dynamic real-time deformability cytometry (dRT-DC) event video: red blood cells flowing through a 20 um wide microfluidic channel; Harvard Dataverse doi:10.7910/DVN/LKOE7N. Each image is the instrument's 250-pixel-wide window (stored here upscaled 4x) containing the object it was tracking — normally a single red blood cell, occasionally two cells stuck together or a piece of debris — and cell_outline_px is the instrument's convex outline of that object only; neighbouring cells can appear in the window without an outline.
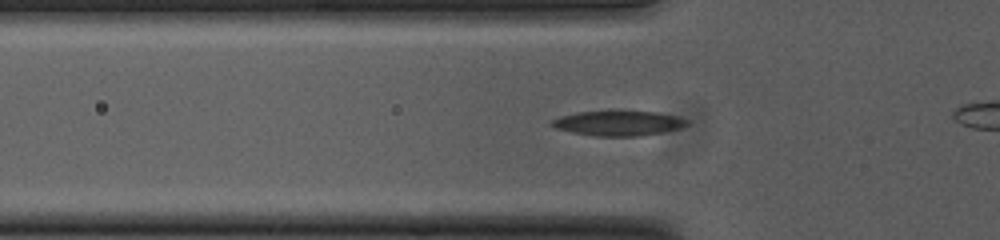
{"species": "common noctule bat (a hibernating species)", "species_latin": "Nyctalus noctula", "temperature_condition": "cold", "stored_images_in_passage": 43, "camera_frame_rate_fps": 3000, "um_per_image_px": 0.085, "animal": {"sex": "female", "body_mass_g": 23.0, "forearm_length_mm": 53.4}, "frame": {"image": 1, "passage_image": 17, "time_ms": 5.333, "image_size_px": [1000, 240], "cell_outline_px": [[688, 124], [680, 128], [640, 136], [596, 136], [572, 132], [556, 128], [548, 124], [552, 120], [560, 116], [576, 112], [612, 108], [656, 112], [676, 116], [688, 120]], "centroid_in_image_um": [52.51, 10.42], "position_along_channel_um": 73.3, "area_um2": 20.4}}
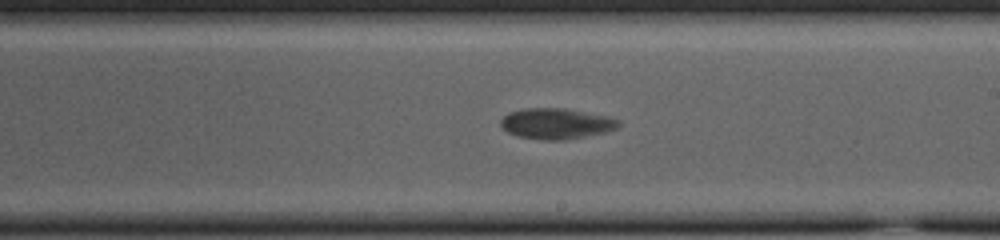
{"frame": {"image": 2, "passage_image": 31, "time_ms": 10.0, "image_size_px": [1000, 240], "cell_outline_px": [[620, 124], [616, 128], [604, 132], [564, 140], [540, 140], [516, 136], [508, 132], [500, 124], [500, 120], [508, 112], [524, 108], [564, 108], [608, 116], [620, 120]], "centroid_in_image_um": [47.25, 10.5], "position_along_channel_um": 241.7, "area_um2": 21.1}}
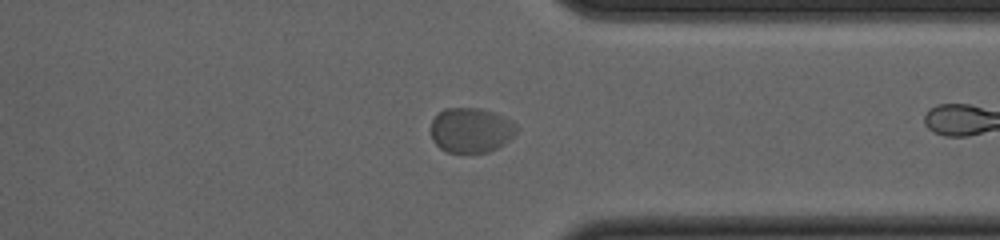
{"frame": {"image": 3, "passage_image": 42, "time_ms": 13.667, "image_size_px": [1000, 240], "cell_outline_px": [[520, 128], [504, 144], [488, 152], [448, 152], [440, 148], [432, 140], [432, 120], [444, 108], [480, 108], [504, 116], [516, 124]], "centroid_in_image_um": [40.05, 11.06], "position_along_channel_um": 371.4, "area_um2": 22.31}}